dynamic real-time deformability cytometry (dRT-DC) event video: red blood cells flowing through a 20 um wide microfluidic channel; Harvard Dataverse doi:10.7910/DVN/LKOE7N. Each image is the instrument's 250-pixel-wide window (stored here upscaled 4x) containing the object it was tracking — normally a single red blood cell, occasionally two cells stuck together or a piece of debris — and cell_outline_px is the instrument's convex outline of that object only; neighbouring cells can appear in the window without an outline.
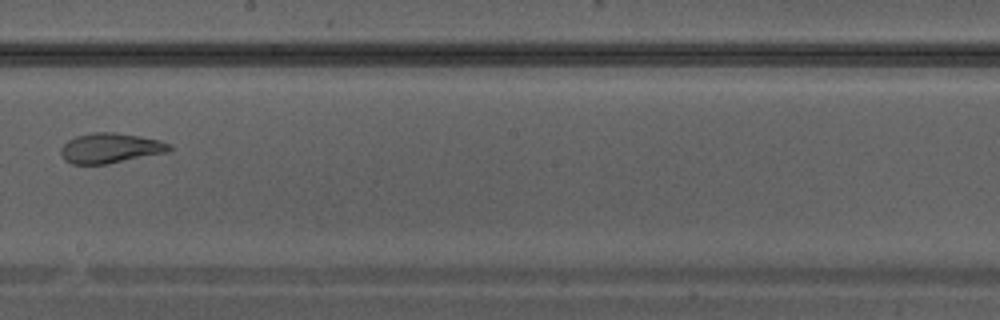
{"species": "Egyptian fruit bat (a non-hibernating species)", "species_latin": "Rousettus aegyptiacus", "temperature_condition": "warm", "stored_images_in_passage": 37, "camera_frame_rate_fps": 3000, "um_per_image_px": 0.085, "animal": {"sex": "male"}, "frame": {"image": 1, "passage_image": 22, "time_ms": 7.0, "image_size_px": [1000, 320], "cell_outline_px": [[172, 148], [168, 152], [104, 164], [72, 164], [64, 160], [60, 152], [60, 148], [68, 140], [76, 136], [92, 132], [112, 132], [140, 136], [160, 140], [172, 144]], "centroid_in_image_um": [9.37, 12.58], "position_along_channel_um": 238.8, "area_um2": 18.96}}